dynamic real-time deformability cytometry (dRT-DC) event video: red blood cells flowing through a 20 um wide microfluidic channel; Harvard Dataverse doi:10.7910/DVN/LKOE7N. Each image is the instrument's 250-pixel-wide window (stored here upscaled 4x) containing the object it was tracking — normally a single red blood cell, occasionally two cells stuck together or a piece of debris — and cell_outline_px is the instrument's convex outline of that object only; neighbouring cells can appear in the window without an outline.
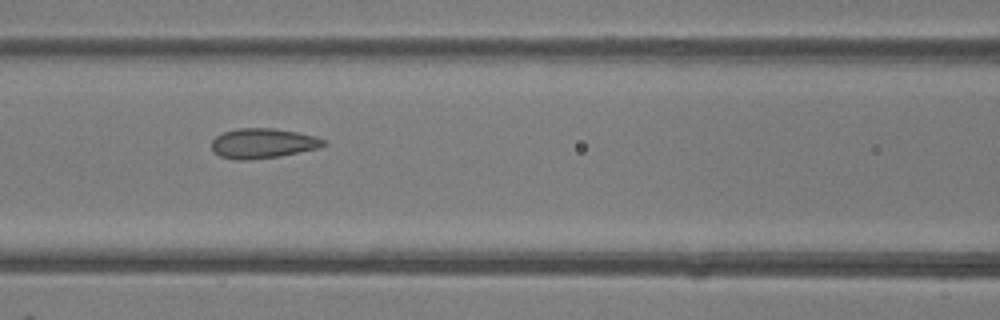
{"species": "common noctule bat (a hibernating species)", "species_latin": "Nyctalus noctula", "temperature_condition": "room temperature", "stored_images_in_passage": 25, "camera_frame_rate_fps": 3000, "um_per_image_px": 0.085, "animal": {"sex": "female"}, "frame": {"image": 1, "passage_image": 22, "time_ms": 7.0, "image_size_px": [1000, 320], "cell_outline_px": [[328, 144], [320, 148], [280, 156], [248, 160], [236, 160], [220, 156], [212, 152], [212, 140], [216, 136], [224, 132], [236, 128], [276, 128], [316, 136], [324, 140]], "centroid_in_image_um": [22.35, 12.18], "position_along_channel_um": 144.3, "area_um2": 19.71}}